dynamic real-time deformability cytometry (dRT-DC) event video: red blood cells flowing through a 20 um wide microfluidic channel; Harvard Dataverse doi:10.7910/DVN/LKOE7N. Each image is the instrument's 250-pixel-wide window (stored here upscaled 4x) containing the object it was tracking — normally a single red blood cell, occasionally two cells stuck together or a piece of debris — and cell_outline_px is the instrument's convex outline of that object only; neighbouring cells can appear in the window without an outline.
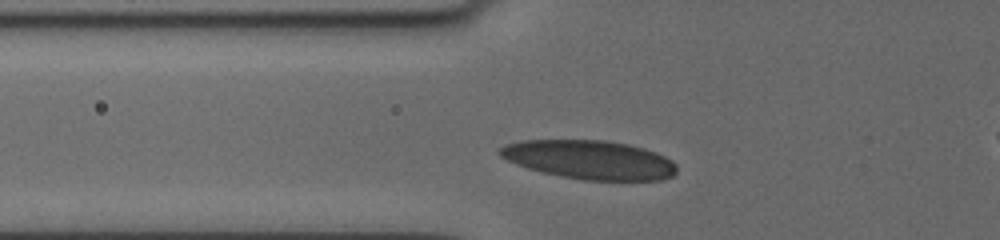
{"species": "human", "species_latin": "Homo sapiens", "temperature_condition": "cold", "stored_images_in_passage": 4, "camera_frame_rate_fps": 3000, "um_per_image_px": 0.085, "donor": {"sex": "female"}, "frame": {"image": 1, "passage_image": 2, "time_ms": 0.667, "image_size_px": [1000, 240], "cell_outline_px": [[676, 172], [672, 176], [660, 180], [584, 180], [544, 172], [528, 168], [516, 164], [500, 156], [496, 152], [504, 144], [520, 140], [604, 140], [628, 144], [644, 148], [656, 152], [672, 160], [676, 164]], "centroid_in_image_um": [50.11, 13.56], "position_along_channel_um": 75.7, "area_um2": 40.0}}
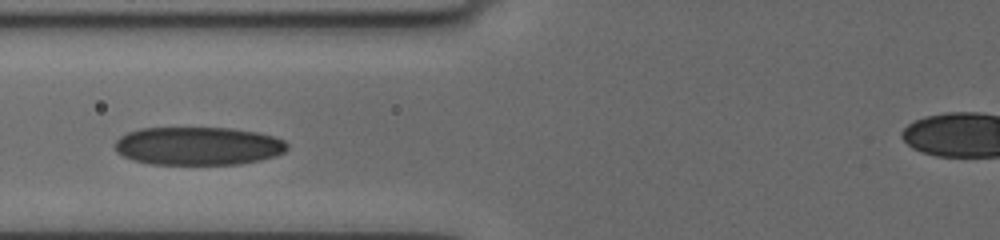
{"frame": {"image": 2, "passage_image": 3, "time_ms": 1.667, "image_size_px": [1000, 240], "cell_outline_px": [[288, 148], [284, 152], [276, 156], [260, 160], [240, 164], [152, 164], [132, 160], [116, 152], [116, 140], [120, 136], [128, 132], [140, 128], [232, 128], [256, 132], [272, 136], [284, 140], [288, 144]], "centroid_in_image_um": [16.85, 12.41], "position_along_channel_um": 109.0, "area_um2": 38.44}}